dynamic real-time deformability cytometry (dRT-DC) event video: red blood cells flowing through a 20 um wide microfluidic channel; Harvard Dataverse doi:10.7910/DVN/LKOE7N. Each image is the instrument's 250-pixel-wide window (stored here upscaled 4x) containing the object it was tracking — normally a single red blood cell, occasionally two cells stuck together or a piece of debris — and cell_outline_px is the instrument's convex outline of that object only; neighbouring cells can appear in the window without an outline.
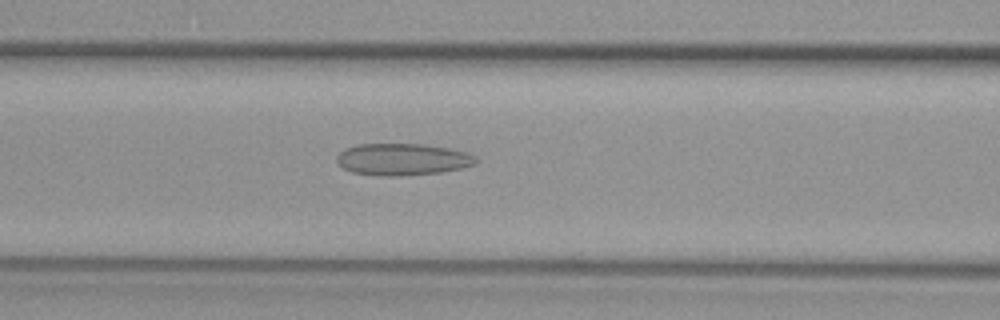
{"species": "common noctule bat (a hibernating species)", "species_latin": "Nyctalus noctula", "temperature_condition": "warm", "stored_images_in_passage": 50, "camera_frame_rate_fps": 3000, "um_per_image_px": 0.085, "animal": {"sex": "female", "body_mass_g": 29.2, "forearm_length_mm": 56.3}, "frame": {"image": 1, "passage_image": 20, "time_ms": 6.333, "image_size_px": [1000, 320], "cell_outline_px": [[476, 164], [444, 172], [400, 176], [380, 176], [352, 172], [344, 168], [336, 160], [336, 156], [344, 148], [360, 144], [424, 144], [448, 148], [468, 152], [476, 156]], "centroid_in_image_um": [34.22, 13.55], "position_along_channel_um": 132.4, "area_um2": 25.95}}
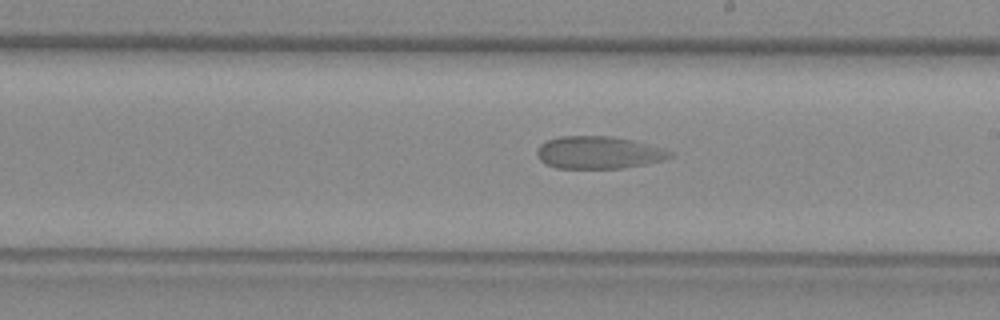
{"frame": {"image": 2, "passage_image": 28, "time_ms": 9.0, "image_size_px": [1000, 320], "cell_outline_px": [[672, 156], [664, 160], [624, 168], [556, 168], [544, 164], [540, 160], [536, 152], [540, 144], [548, 140], [560, 136], [612, 136], [632, 140], [664, 148], [672, 152]], "centroid_in_image_um": [50.87, 12.97], "position_along_channel_um": 238.1, "area_um2": 25.2}}
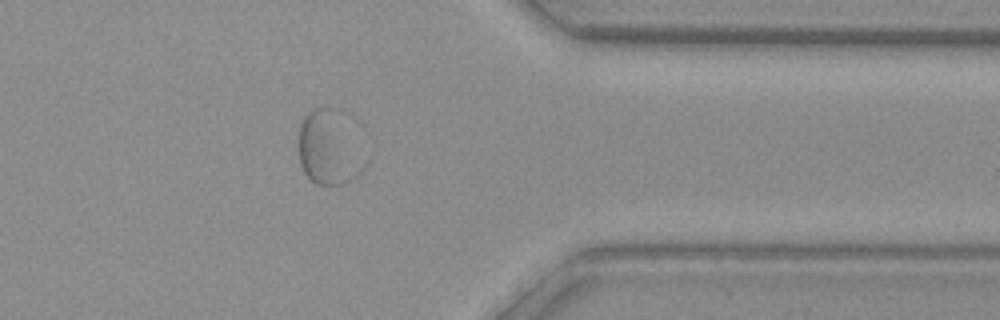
{"frame": {"image": 3, "passage_image": 40, "time_ms": 13.0, "image_size_px": [1000, 320], "cell_outline_px": [[368, 160], [364, 168], [352, 180], [344, 184], [316, 184], [304, 172], [300, 164], [300, 124], [304, 116], [312, 108], [340, 108], [344, 112]], "centroid_in_image_um": [28.04, 12.53], "position_along_channel_um": 383.4, "area_um2": 29.3}}